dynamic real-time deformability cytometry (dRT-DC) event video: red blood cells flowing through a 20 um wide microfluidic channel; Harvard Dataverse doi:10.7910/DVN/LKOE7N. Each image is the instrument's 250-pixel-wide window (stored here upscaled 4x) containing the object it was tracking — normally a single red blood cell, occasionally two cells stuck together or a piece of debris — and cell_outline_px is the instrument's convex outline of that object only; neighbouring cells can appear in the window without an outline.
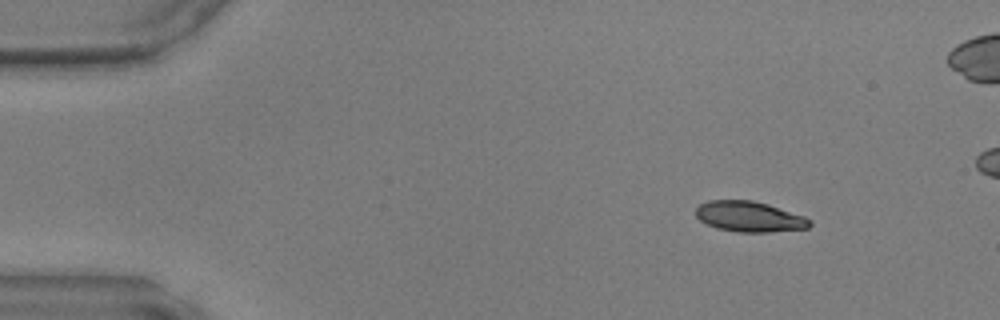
{"species": "common noctule bat (a hibernating species)", "species_latin": "Nyctalus noctula", "temperature_condition": "warm", "stored_images_in_passage": 43, "camera_frame_rate_fps": 3000, "um_per_image_px": 0.085, "animal": {"sex": "male", "body_mass_g": 17.9, "forearm_length_mm": 54.2}, "frame": {"image": 1, "passage_image": 1, "time_ms": 0.0, "image_size_px": [1000, 320], "cell_outline_px": [[812, 224], [808, 228], [768, 232], [736, 232], [716, 228], [700, 220], [696, 216], [696, 208], [700, 204], [708, 200], [752, 200], [768, 204], [804, 216], [812, 220]], "centroid_in_image_um": [63.7, 18.41], "position_along_channel_um": 21.3, "area_um2": 20.29}}
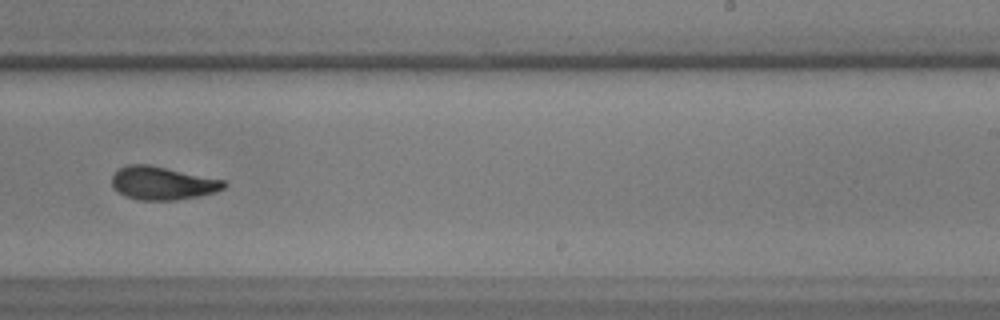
{"frame": {"image": 2, "passage_image": 25, "time_ms": 8.0, "image_size_px": [1000, 320], "cell_outline_px": [[228, 184], [224, 188], [216, 192], [176, 200], [136, 200], [124, 196], [112, 184], [112, 176], [120, 168], [128, 164], [148, 164], [224, 180]], "centroid_in_image_um": [13.82, 15.57], "position_along_channel_um": 275.2, "area_um2": 21.5}}
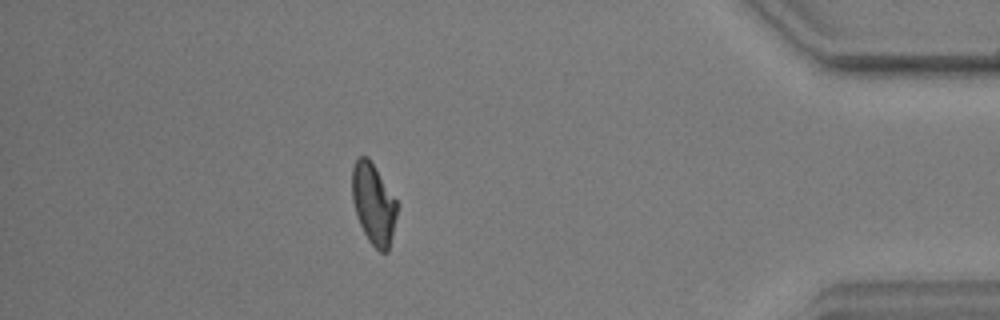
{"frame": {"image": 3, "passage_image": 37, "time_ms": 12.0, "image_size_px": [1000, 320], "cell_outline_px": [[400, 204], [388, 252], [380, 252], [368, 240], [356, 216], [352, 200], [352, 168], [356, 160], [360, 156], [368, 156]], "centroid_in_image_um": [31.77, 17.32], "position_along_channel_um": 403.4, "area_um2": 21.5}}